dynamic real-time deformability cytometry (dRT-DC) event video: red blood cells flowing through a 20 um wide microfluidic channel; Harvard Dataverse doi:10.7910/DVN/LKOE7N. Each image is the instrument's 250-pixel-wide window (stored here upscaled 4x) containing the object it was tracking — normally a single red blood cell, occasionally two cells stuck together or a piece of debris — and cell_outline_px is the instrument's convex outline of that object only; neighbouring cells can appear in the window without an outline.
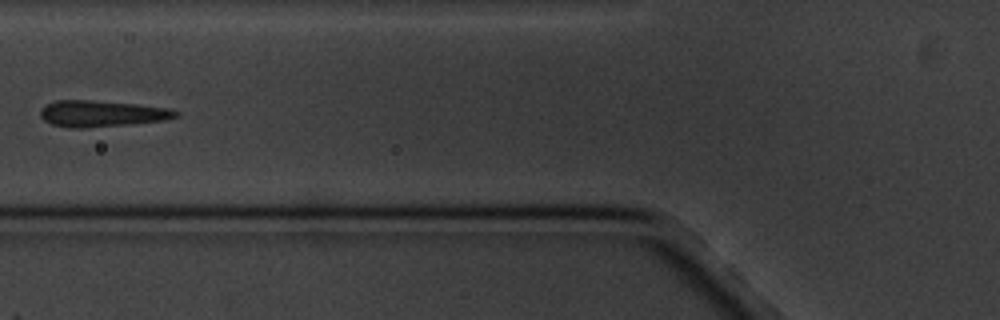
{"species": "common noctule bat (a hibernating species)", "species_latin": "Nyctalus noctula", "temperature_condition": "cold", "stored_images_in_passage": 8, "camera_frame_rate_fps": 3000, "um_per_image_px": 0.085, "animal": {"sex": "male", "body_mass_g": 20.1, "forearm_length_mm": 53.5}, "frame": {"image": 1, "passage_image": 5, "time_ms": 6.333, "image_size_px": [1000, 320], "cell_outline_px": [[180, 116], [164, 120], [132, 124], [84, 128], [68, 128], [52, 124], [44, 120], [40, 116], [40, 112], [48, 104], [56, 100], [92, 100], [136, 104], [172, 108], [180, 112]], "centroid_in_image_um": [8.71, 9.66], "position_along_channel_um": 117.1, "area_um2": 20.87}}